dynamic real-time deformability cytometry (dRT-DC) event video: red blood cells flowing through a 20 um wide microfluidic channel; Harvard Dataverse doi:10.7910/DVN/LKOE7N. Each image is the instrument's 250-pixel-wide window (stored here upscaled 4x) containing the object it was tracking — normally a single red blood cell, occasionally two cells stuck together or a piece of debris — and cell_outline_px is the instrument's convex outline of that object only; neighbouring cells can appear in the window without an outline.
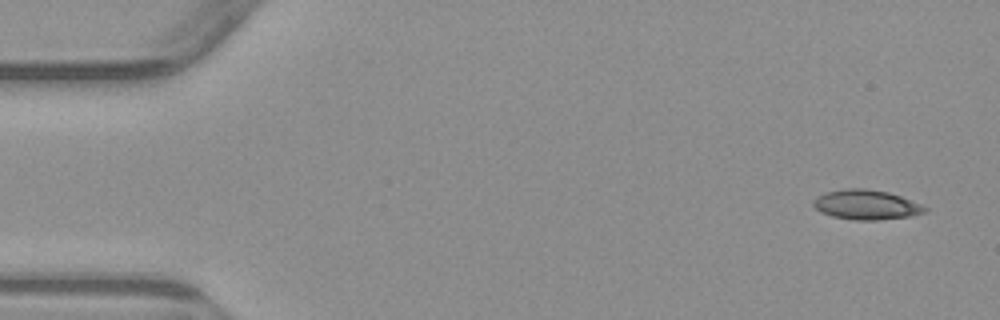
{"species": "common noctule bat (a hibernating species)", "species_latin": "Nyctalus noctula", "temperature_condition": "warm", "stored_images_in_passage": 4, "camera_frame_rate_fps": 3000, "um_per_image_px": 0.085, "animal": {"sex": "male", "body_mass_g": 23.1, "forearm_length_mm": 52.7}, "frame": {"image": 1, "passage_image": 1, "time_ms": 0.0, "image_size_px": [1000, 320], "cell_outline_px": [[928, 212], [912, 216], [880, 220], [852, 220], [832, 216], [820, 212], [812, 204], [812, 200], [816, 196], [824, 192], [848, 188], [864, 188], [888, 192], [900, 196], [920, 204], [928, 208]], "centroid_in_image_um": [73.62, 17.41], "position_along_channel_um": 11.4, "area_um2": 19.54}}
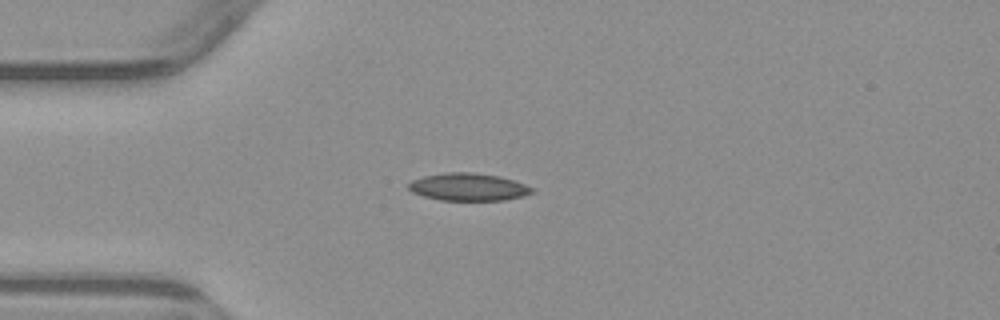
{"frame": {"image": 2, "passage_image": 4, "time_ms": 3.667, "image_size_px": [1000, 320], "cell_outline_px": [[536, 192], [524, 196], [504, 200], [440, 200], [424, 196], [412, 192], [408, 188], [408, 184], [412, 180], [424, 176], [448, 172], [472, 172], [500, 176], [524, 184], [532, 188]], "centroid_in_image_um": [39.82, 15.89], "position_along_channel_um": 45.2, "area_um2": 19.77}}